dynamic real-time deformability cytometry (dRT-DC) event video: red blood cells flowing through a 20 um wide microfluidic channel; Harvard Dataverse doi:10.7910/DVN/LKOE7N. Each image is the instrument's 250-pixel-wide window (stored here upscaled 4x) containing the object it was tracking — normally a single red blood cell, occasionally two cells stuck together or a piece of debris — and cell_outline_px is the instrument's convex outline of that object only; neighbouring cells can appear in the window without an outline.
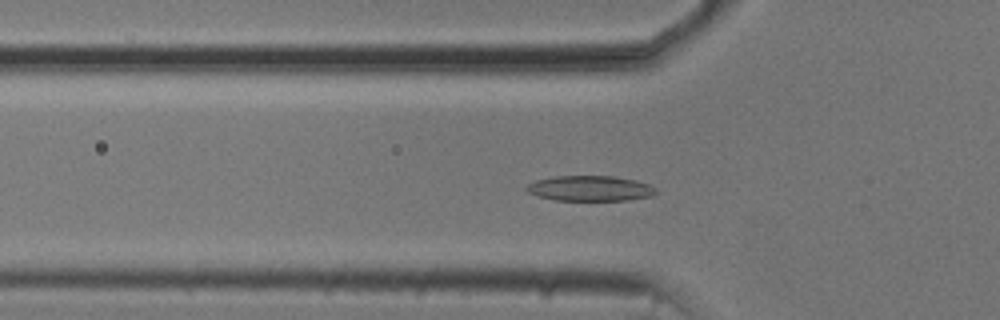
{"species": "common noctule bat (a hibernating species)", "species_latin": "Nyctalus noctula", "temperature_condition": "cold", "stored_images_in_passage": 49, "camera_frame_rate_fps": 3000, "um_per_image_px": 0.085, "animal": {"sex": "male", "body_mass_g": 20.5, "forearm_length_mm": 52.5}, "frame": {"image": 1, "passage_image": 14, "time_ms": 4.333, "image_size_px": [1000, 320], "cell_outline_px": [[656, 192], [652, 196], [628, 200], [552, 200], [528, 192], [524, 188], [528, 184], [536, 180], [556, 176], [612, 176], [636, 180], [648, 184], [656, 188]], "centroid_in_image_um": [50.16, 16.01], "position_along_channel_um": 75.6, "area_um2": 19.02}}
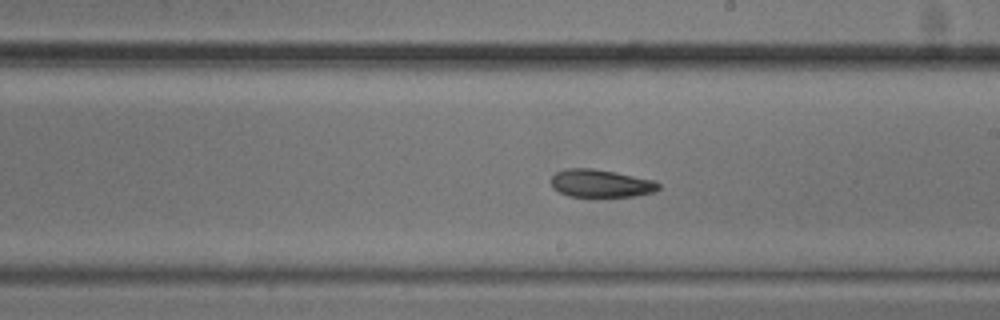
{"frame": {"image": 2, "passage_image": 27, "time_ms": 8.667, "image_size_px": [1000, 320], "cell_outline_px": [[660, 188], [652, 192], [632, 196], [568, 196], [552, 188], [552, 176], [556, 172], [568, 168], [592, 168], [616, 172], [656, 180], [660, 184]], "centroid_in_image_um": [51.08, 15.57], "position_along_channel_um": 237.9, "area_um2": 17.34}}
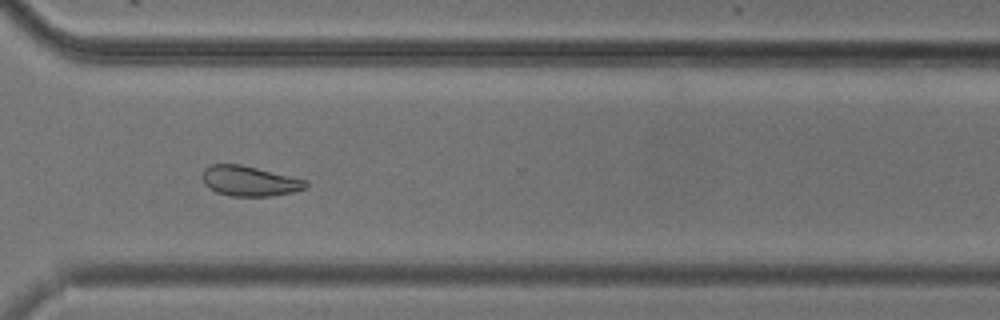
{"frame": {"image": 3, "passage_image": 36, "time_ms": 11.667, "image_size_px": [1000, 320], "cell_outline_px": [[308, 188], [292, 192], [272, 196], [228, 196], [216, 192], [208, 188], [204, 184], [200, 176], [204, 168], [212, 164], [240, 164], [308, 180]], "centroid_in_image_um": [21.18, 15.39], "position_along_channel_um": 349.4, "area_um2": 18.44}, "authors_computed_cell_mechanics": {"area_um2": 18.1492, "velocity_mm_per_s": 3.7202, "shape_relaxation_time_tau1_ms": 3.8034, "shape_relaxation_time_tau2_ms": 4.9712, "deformation_change_tau1": 0.1079, "deformation_change_tau2": 0.111}}